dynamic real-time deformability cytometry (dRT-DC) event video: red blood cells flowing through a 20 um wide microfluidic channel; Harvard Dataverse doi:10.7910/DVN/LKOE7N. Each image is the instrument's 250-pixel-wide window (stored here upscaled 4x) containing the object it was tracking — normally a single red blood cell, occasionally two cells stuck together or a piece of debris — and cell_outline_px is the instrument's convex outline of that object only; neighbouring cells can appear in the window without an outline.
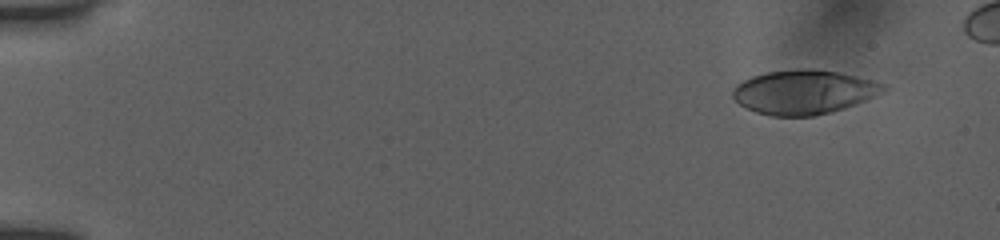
{"species": "human", "species_latin": "Homo sapiens", "temperature_condition": "room temperature", "stored_images_in_passage": 49, "camera_frame_rate_fps": 3000, "um_per_image_px": 0.085, "donor": {"sex": "female"}, "frame": {"image": 1, "passage_image": 1, "time_ms": 0.0, "image_size_px": [1000, 240], "cell_outline_px": [[888, 88], [884, 92], [876, 96], [844, 108], [832, 112], [812, 116], [772, 116], [756, 112], [740, 104], [732, 96], [732, 92], [736, 84], [752, 76], [768, 72], [796, 68], [812, 68], [836, 72], [856, 76], [872, 80], [884, 84]], "centroid_in_image_um": [68.34, 7.82], "position_along_channel_um": 16.7, "area_um2": 38.78}}
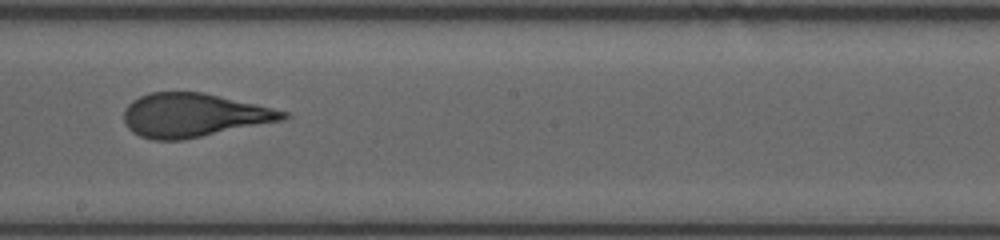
{"frame": {"image": 2, "passage_image": 28, "time_ms": 9.0, "image_size_px": [1000, 240], "cell_outline_px": [[292, 116], [284, 120], [180, 140], [152, 140], [140, 136], [132, 132], [128, 128], [124, 120], [124, 108], [132, 100], [148, 92], [204, 92], [292, 112]], "centroid_in_image_um": [16.48, 9.78], "position_along_channel_um": 231.7, "area_um2": 40.69}}
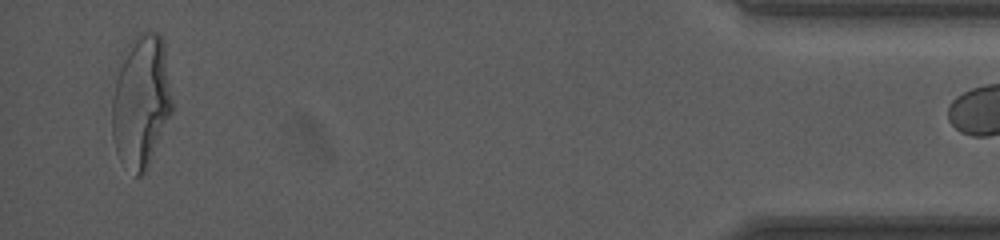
{"frame": {"image": 3, "passage_image": 48, "time_ms": 15.667, "image_size_px": [1000, 240], "cell_outline_px": [[172, 108], [148, 168], [140, 176], [136, 176], [120, 160], [116, 152], [112, 136], [112, 100], [116, 80], [128, 44], [132, 36], [140, 32], [160, 32], [164, 40], [172, 100]], "centroid_in_image_um": [12.0, 8.59], "position_along_channel_um": 423.2, "area_um2": 46.24}}